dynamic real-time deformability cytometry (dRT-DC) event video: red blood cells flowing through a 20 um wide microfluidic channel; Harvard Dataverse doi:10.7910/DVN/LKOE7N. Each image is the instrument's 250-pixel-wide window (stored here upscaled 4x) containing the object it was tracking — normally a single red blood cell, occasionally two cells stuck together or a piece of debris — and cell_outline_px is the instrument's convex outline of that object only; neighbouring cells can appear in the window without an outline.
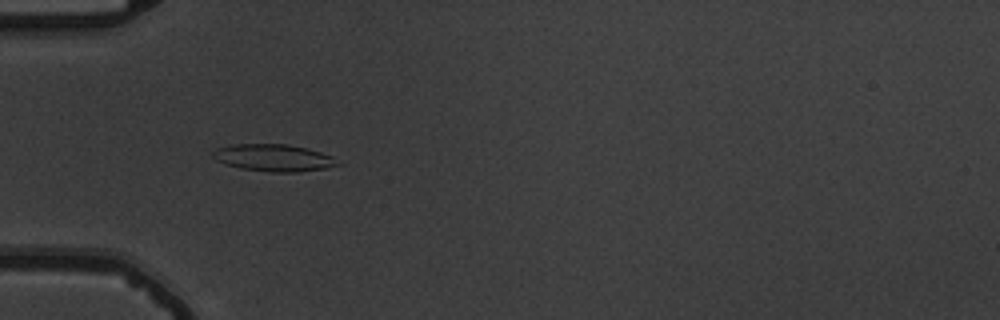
{"species": "common noctule bat (a hibernating species)", "species_latin": "Nyctalus noctula", "temperature_condition": "warm", "stored_images_in_passage": 55, "camera_frame_rate_fps": 3000, "um_per_image_px": 0.085, "animal": {"sex": "male", "body_mass_g": 19.5, "forearm_length_mm": 54.6}, "frame": {"image": 1, "passage_image": 18, "time_ms": 5.667, "image_size_px": [1000, 320], "cell_outline_px": [[344, 164], [324, 168], [296, 172], [268, 172], [240, 168], [224, 164], [216, 160], [212, 156], [212, 152], [216, 148], [232, 144], [288, 144], [308, 148], [332, 156]], "centroid_in_image_um": [23.25, 13.41], "position_along_channel_um": 61.7, "area_um2": 19.88}}
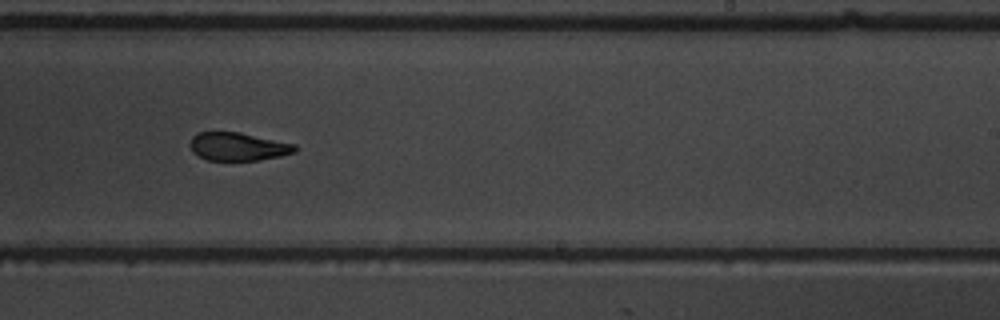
{"frame": {"image": 2, "passage_image": 35, "time_ms": 11.333, "image_size_px": [1000, 320], "cell_outline_px": [[296, 152], [280, 156], [256, 160], [208, 160], [192, 152], [188, 144], [192, 136], [196, 132], [240, 132], [296, 144]], "centroid_in_image_um": [20.2, 12.45], "position_along_channel_um": 268.8, "area_um2": 17.28}}
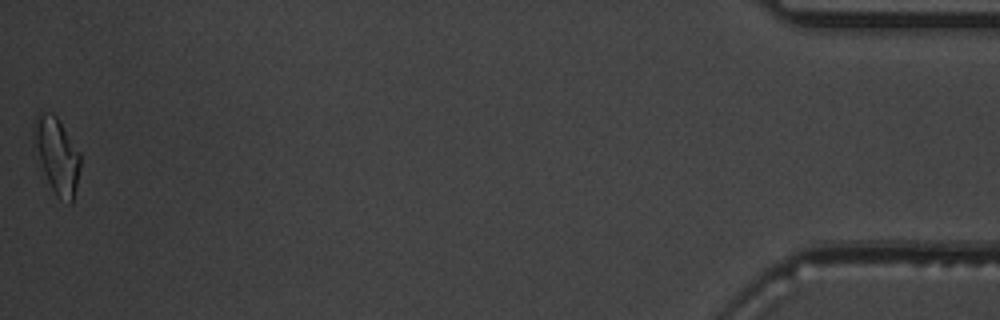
{"frame": {"image": 3, "passage_image": 55, "time_ms": 18.0, "image_size_px": [1000, 320], "cell_outline_px": [[80, 168], [72, 204], [68, 204], [60, 200], [56, 196], [48, 180], [32, 144], [32, 124], [36, 112], [52, 112], [56, 116], [80, 152]], "centroid_in_image_um": [4.8, 13.17], "position_along_channel_um": 430.4, "area_um2": 20.75}, "authors_computed_cell_mechanics": {"area_um2": 19.1896, "velocity_mm_per_s": 3.7417, "shape_relaxation_time_tau1_ms": 4.9749, "shape_relaxation_time_tau2_ms": 4.3066, "deformation_change_tau1": 0.1658, "deformation_change_tau2": 0.1107}}